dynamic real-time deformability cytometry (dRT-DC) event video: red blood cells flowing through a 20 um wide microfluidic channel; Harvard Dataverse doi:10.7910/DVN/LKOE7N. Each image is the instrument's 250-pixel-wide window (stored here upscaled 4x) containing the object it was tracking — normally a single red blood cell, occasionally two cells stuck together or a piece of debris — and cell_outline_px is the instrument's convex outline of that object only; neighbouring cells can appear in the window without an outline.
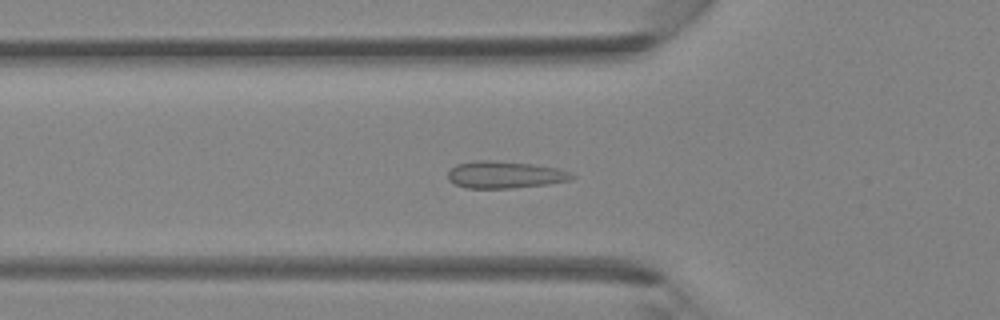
{"species": "Egyptian fruit bat (a non-hibernating species)", "species_latin": "Rousettus aegyptiacus", "temperature_condition": "room temperature", "stored_images_in_passage": 29, "camera_frame_rate_fps": 3000, "um_per_image_px": 0.085, "animal": {"sex": "female"}, "frame": {"image": 1, "passage_image": 2, "time_ms": 0.333, "image_size_px": [1000, 320], "cell_outline_px": [[576, 176], [572, 180], [548, 184], [512, 188], [464, 188], [448, 180], [448, 172], [456, 164], [472, 160], [492, 160], [532, 164], [560, 168]], "centroid_in_image_um": [42.91, 14.85], "position_along_channel_um": 82.9, "area_um2": 19.71}}
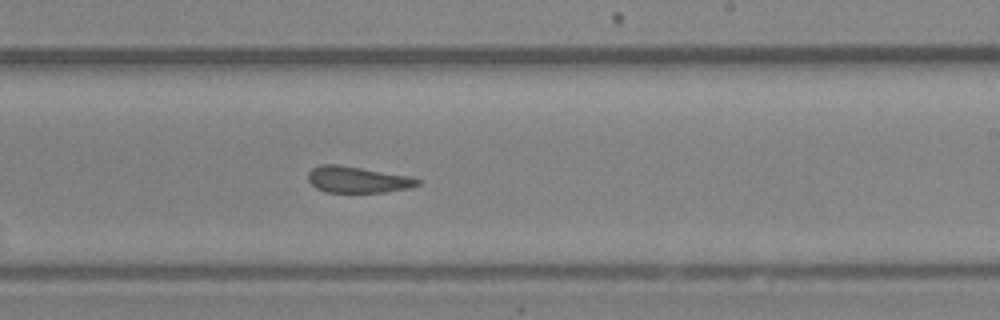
{"frame": {"image": 2, "passage_image": 13, "time_ms": 4.0, "image_size_px": [1000, 320], "cell_outline_px": [[420, 184], [412, 188], [384, 192], [324, 192], [316, 188], [308, 180], [308, 172], [312, 168], [320, 164], [336, 164], [412, 176], [420, 180]], "centroid_in_image_um": [30.41, 15.27], "position_along_channel_um": 258.6, "area_um2": 16.94}}
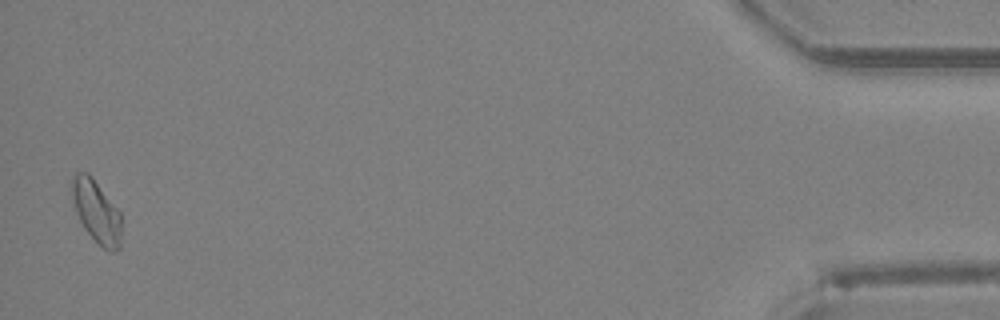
{"frame": {"image": 3, "passage_image": 29, "time_ms": 9.333, "image_size_px": [1000, 320], "cell_outline_px": [[120, 248], [116, 252], [112, 252], [104, 248], [84, 228], [76, 212], [68, 184], [72, 176], [76, 172], [88, 172], [92, 176], [120, 212]], "centroid_in_image_um": [8.15, 17.91], "position_along_channel_um": 427.0, "area_um2": 18.09}}